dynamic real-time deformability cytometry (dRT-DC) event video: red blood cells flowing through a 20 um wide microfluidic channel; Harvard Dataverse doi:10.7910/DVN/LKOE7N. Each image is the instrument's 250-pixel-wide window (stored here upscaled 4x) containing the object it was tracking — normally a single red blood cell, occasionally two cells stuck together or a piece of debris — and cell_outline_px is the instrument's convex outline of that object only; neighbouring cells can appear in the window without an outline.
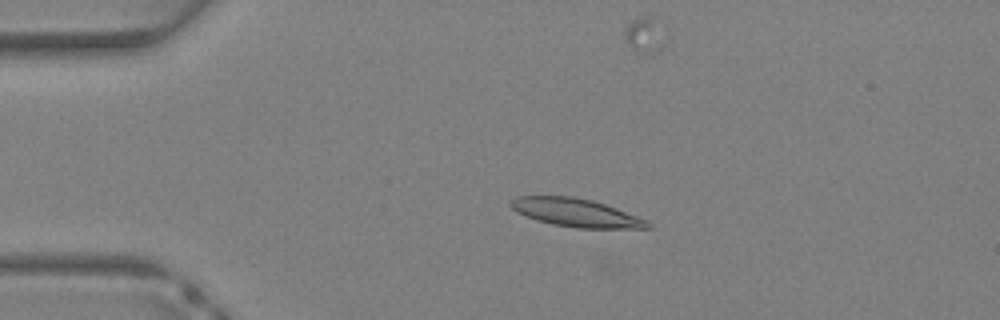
{"species": "Egyptian fruit bat (a non-hibernating species)", "species_latin": "Rousettus aegyptiacus", "temperature_condition": "warm", "stored_images_in_passage": 35, "camera_frame_rate_fps": 3000, "um_per_image_px": 0.085, "animal": {"sex": "female"}, "frame": {"image": 1, "passage_image": 5, "time_ms": 1.333, "image_size_px": [1000, 320], "cell_outline_px": [[652, 228], [576, 228], [552, 224], [536, 220], [524, 216], [516, 212], [508, 204], [516, 196], [572, 196], [592, 200], [616, 208], [648, 220], [652, 224]], "centroid_in_image_um": [48.95, 18.08], "position_along_channel_um": 36.1, "area_um2": 22.6}}
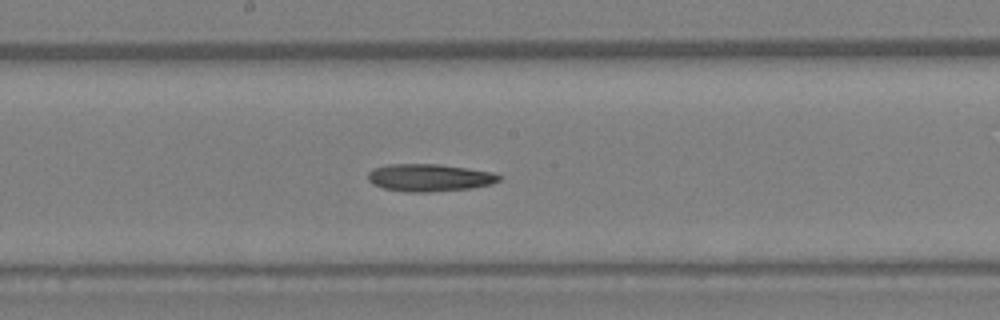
{"frame": {"image": 2, "passage_image": 17, "time_ms": 5.333, "image_size_px": [1000, 320], "cell_outline_px": [[504, 176], [500, 180], [492, 184], [472, 188], [428, 192], [408, 192], [384, 188], [372, 184], [368, 180], [368, 172], [372, 168], [388, 164], [436, 164], [492, 172]], "centroid_in_image_um": [36.49, 15.1], "position_along_channel_um": 211.7, "area_um2": 20.98}}
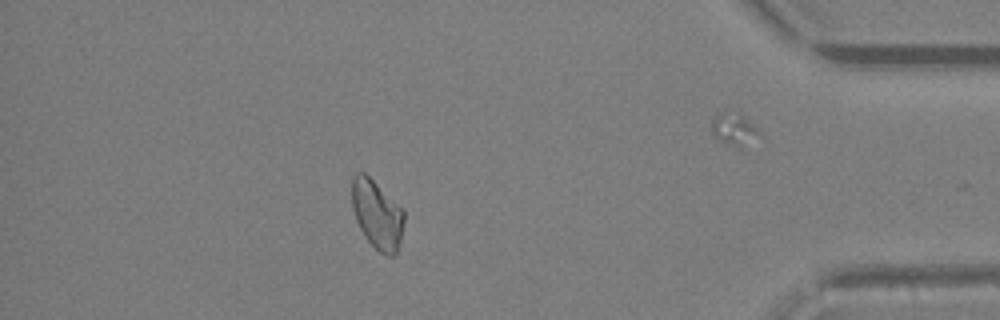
{"frame": {"image": 3, "passage_image": 30, "time_ms": 9.667, "image_size_px": [1000, 320], "cell_outline_px": [[404, 220], [400, 240], [396, 252], [392, 256], [388, 256], [380, 252], [364, 236], [356, 220], [352, 208], [352, 176], [356, 172], [364, 172], [404, 208]], "centroid_in_image_um": [32.05, 18.19], "position_along_channel_um": 403.2, "area_um2": 20.87}}